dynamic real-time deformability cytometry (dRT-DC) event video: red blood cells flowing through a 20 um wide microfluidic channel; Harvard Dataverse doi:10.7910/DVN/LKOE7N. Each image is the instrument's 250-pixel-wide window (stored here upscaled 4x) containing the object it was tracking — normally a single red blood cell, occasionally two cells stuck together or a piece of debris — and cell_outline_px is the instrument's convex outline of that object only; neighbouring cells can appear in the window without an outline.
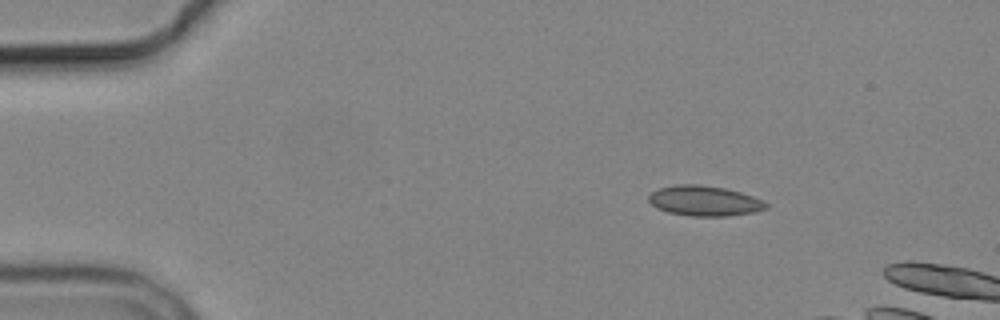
{"species": "common noctule bat (a hibernating species)", "species_latin": "Nyctalus noctula", "temperature_condition": "cold", "stored_images_in_passage": 4, "camera_frame_rate_fps": 3000, "um_per_image_px": 0.085, "animal": {"sex": "male", "body_mass_g": 19.2, "forearm_length_mm": 51.8}, "frame": {"image": 1, "passage_image": 1, "time_ms": 0.0, "image_size_px": [1000, 320], "cell_outline_px": [[768, 208], [756, 212], [728, 216], [692, 216], [668, 212], [656, 208], [648, 200], [648, 196], [652, 192], [660, 188], [676, 184], [696, 184], [724, 188], [740, 192], [764, 200], [768, 204]], "centroid_in_image_um": [59.9, 17.08], "position_along_channel_um": 25.1, "area_um2": 20.69}}